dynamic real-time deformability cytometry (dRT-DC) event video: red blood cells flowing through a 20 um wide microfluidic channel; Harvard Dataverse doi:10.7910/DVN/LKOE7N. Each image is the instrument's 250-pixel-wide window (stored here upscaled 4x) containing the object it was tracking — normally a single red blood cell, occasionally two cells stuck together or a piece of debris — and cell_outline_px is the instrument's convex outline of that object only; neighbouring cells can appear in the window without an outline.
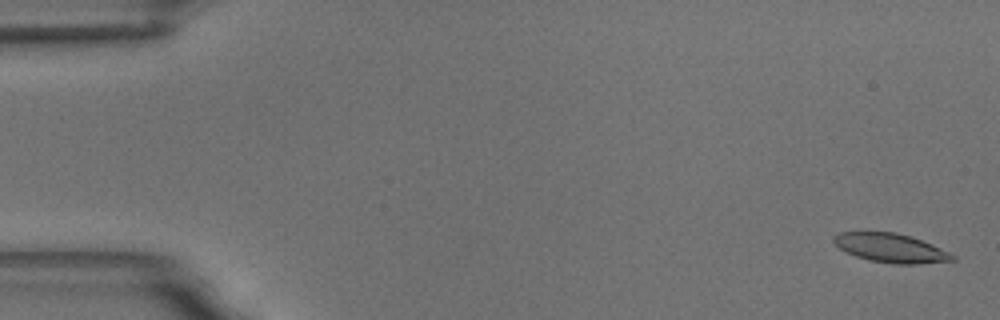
{"species": "common noctule bat (a hibernating species)", "species_latin": "Nyctalus noctula", "temperature_condition": "room temperature", "stored_images_in_passage": 59, "camera_frame_rate_fps": 3000, "um_per_image_px": 0.085, "animal": {"sex": "male", "body_mass_g": 18.8}, "frame": {"image": 1, "passage_image": 2, "time_ms": 0.333, "image_size_px": [1000, 320], "cell_outline_px": [[956, 260], [920, 264], [892, 264], [868, 260], [856, 256], [840, 248], [832, 240], [832, 236], [840, 232], [860, 228], [896, 232], [932, 244], [956, 256]], "centroid_in_image_um": [75.63, 21.03], "position_along_channel_um": 9.4, "area_um2": 20.75}}
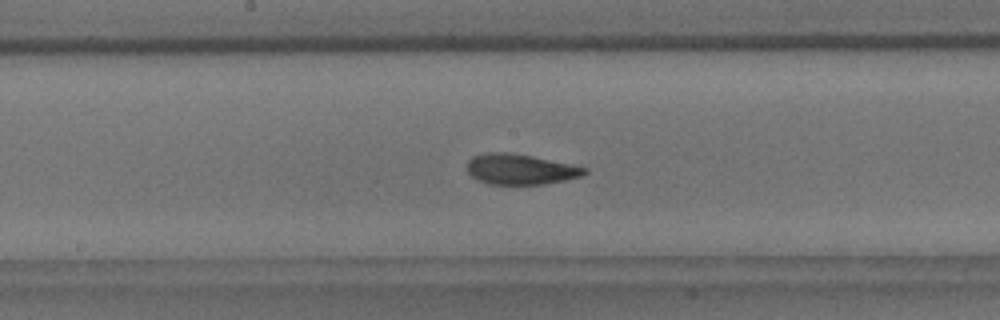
{"frame": {"image": 2, "passage_image": 31, "time_ms": 10.0, "image_size_px": [1000, 320], "cell_outline_px": [[588, 172], [580, 176], [564, 180], [544, 184], [488, 184], [476, 180], [468, 172], [468, 160], [472, 156], [484, 152], [508, 152], [532, 156], [572, 164], [588, 168]], "centroid_in_image_um": [44.21, 14.38], "position_along_channel_um": 204.0, "area_um2": 20.92}}
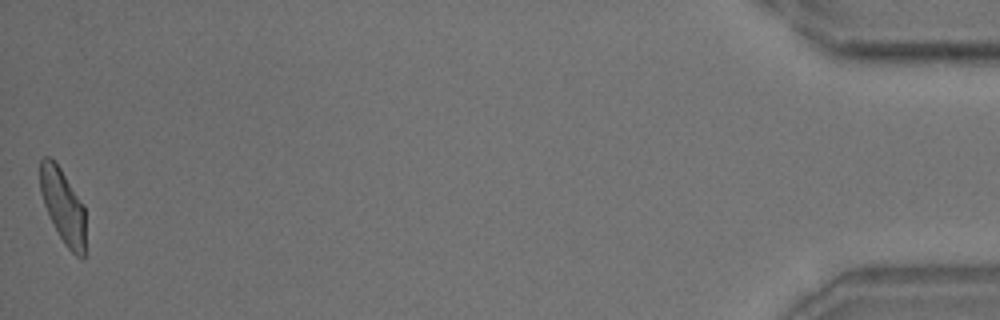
{"frame": {"image": 3, "passage_image": 59, "time_ms": 19.333, "image_size_px": [1000, 320], "cell_outline_px": [[84, 260], [76, 256], [64, 244], [48, 216], [40, 192], [40, 160], [44, 156], [48, 156], [60, 168], [84, 204]], "centroid_in_image_um": [5.34, 17.52], "position_along_channel_um": 429.9, "area_um2": 19.59}, "authors_computed_cell_mechanics": {"area_um2": 20.808, "velocity_mm_per_s": 3.4418, "shape_relaxation_time_tau1_ms": 5.0511, "shape_relaxation_time_tau2_ms": 1.1123, "deformation_change_tau1": 0.1656, "deformation_change_tau2": 0.0757}}